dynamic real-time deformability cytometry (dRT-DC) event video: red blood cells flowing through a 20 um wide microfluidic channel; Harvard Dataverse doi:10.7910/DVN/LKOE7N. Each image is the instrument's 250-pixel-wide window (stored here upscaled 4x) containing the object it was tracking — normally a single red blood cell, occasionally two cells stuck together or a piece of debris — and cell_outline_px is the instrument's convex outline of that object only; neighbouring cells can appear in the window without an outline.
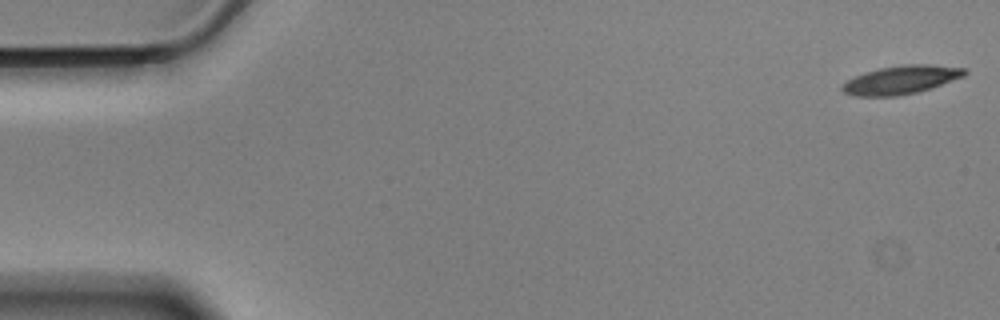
{"species": "Egyptian fruit bat (a non-hibernating species)", "species_latin": "Rousettus aegyptiacus", "temperature_condition": "cold", "stored_images_in_passage": 57, "camera_frame_rate_fps": 3000, "um_per_image_px": 0.085, "animal": {"sex": "male"}, "frame": {"image": 1, "passage_image": 1, "time_ms": 0.0, "image_size_px": [1000, 320], "cell_outline_px": [[968, 72], [964, 76], [932, 88], [900, 96], [852, 96], [844, 92], [840, 88], [848, 80], [856, 76], [880, 68], [904, 64], [928, 64], [964, 68]], "centroid_in_image_um": [76.61, 6.79], "position_along_channel_um": 8.4, "area_um2": 20.11}}
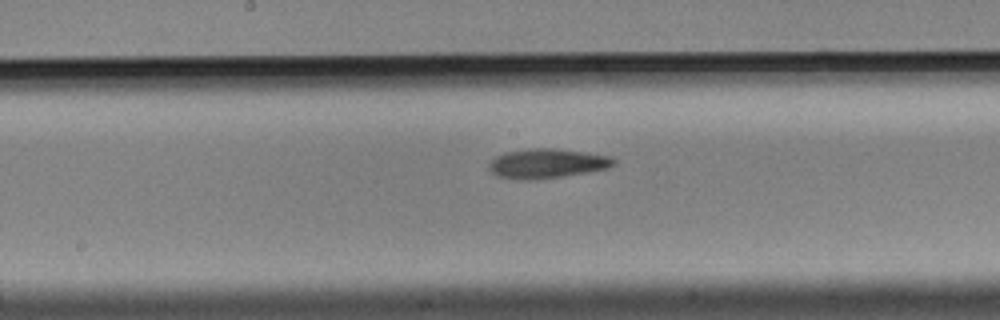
{"frame": {"image": 2, "passage_image": 29, "time_ms": 9.333, "image_size_px": [1000, 320], "cell_outline_px": [[616, 164], [608, 168], [588, 172], [532, 180], [528, 180], [496, 176], [488, 168], [488, 164], [496, 156], [504, 152], [536, 148], [552, 148], [584, 152], [612, 156], [616, 160]], "centroid_in_image_um": [46.51, 13.89], "position_along_channel_um": 201.7, "area_um2": 21.33}}
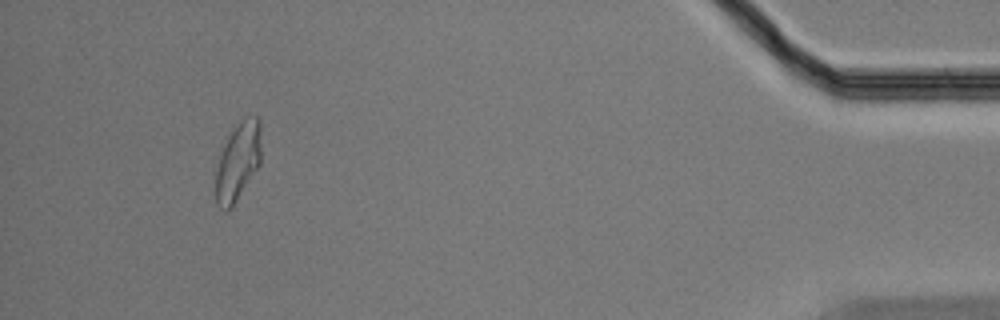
{"frame": {"image": 3, "passage_image": 53, "time_ms": 17.333, "image_size_px": [1000, 320], "cell_outline_px": [[260, 164], [232, 208], [228, 212], [224, 212], [216, 204], [216, 168], [220, 144], [244, 120], [256, 116], [260, 120]], "centroid_in_image_um": [20.18, 13.81], "position_along_channel_um": 415.0, "area_um2": 20.81}, "authors_computed_cell_mechanics": {"area_um2": 20.7502, "velocity_mm_per_s": 3.5021, "shape_relaxation_time_tau1_ms": 7.6108, "shape_relaxation_time_tau2_ms": null, "deformation_change_tau1": 0.2, "deformation_change_tau2": null}}